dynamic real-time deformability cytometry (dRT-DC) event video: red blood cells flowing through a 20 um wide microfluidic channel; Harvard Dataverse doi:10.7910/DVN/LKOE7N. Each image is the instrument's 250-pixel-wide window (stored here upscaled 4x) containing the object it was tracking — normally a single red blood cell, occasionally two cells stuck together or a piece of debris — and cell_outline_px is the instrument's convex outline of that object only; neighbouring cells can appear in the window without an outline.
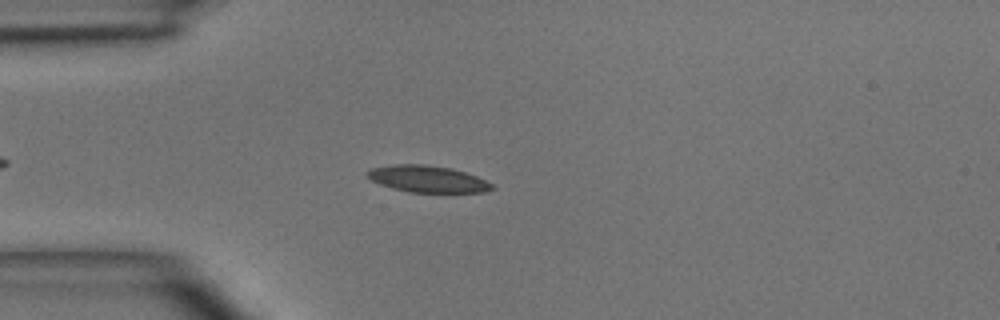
{"species": "common noctule bat (a hibernating species)", "species_latin": "Nyctalus noctula", "temperature_condition": "room temperature", "stored_images_in_passage": 4, "camera_frame_rate_fps": 3000, "um_per_image_px": 0.085, "animal": {"sex": "male", "body_mass_g": 15.6}, "frame": {"image": 1, "passage_image": 4, "time_ms": 3.333, "image_size_px": [1000, 320], "cell_outline_px": [[496, 188], [484, 192], [408, 192], [392, 188], [380, 184], [372, 180], [364, 172], [372, 168], [392, 164], [424, 164], [452, 168], [476, 176], [492, 184]], "centroid_in_image_um": [36.32, 15.21], "position_along_channel_um": 48.7, "area_um2": 19.36}}